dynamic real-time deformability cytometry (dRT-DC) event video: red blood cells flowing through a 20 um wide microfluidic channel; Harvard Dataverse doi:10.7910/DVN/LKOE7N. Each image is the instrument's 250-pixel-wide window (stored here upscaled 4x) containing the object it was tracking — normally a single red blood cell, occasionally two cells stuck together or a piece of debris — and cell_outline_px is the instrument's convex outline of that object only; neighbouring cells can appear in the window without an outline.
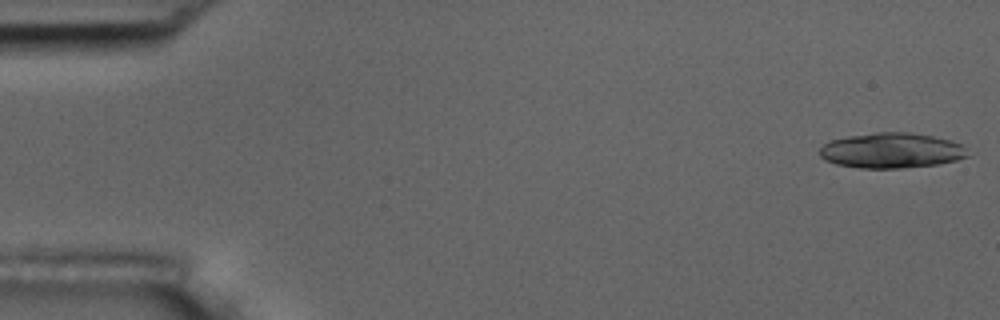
{"species": "common noctule bat (a hibernating species)", "species_latin": "Nyctalus noctula", "temperature_condition": "room temperature", "stored_images_in_passage": 5, "camera_frame_rate_fps": 3000, "um_per_image_px": 0.085, "animal": {"sex": "male", "body_mass_g": 17.5, "forearm_length_mm": 52.3}, "frame": {"image": 1, "passage_image": 1, "time_ms": 0.0, "image_size_px": [1000, 320], "cell_outline_px": [[976, 152], [968, 156], [956, 160], [936, 164], [900, 168], [860, 168], [836, 164], [824, 160], [820, 156], [820, 148], [824, 144], [832, 140], [848, 136], [876, 132], [912, 132], [952, 140], [964, 144]], "centroid_in_image_um": [75.87, 12.78], "position_along_channel_um": 9.1, "area_um2": 30.87}}